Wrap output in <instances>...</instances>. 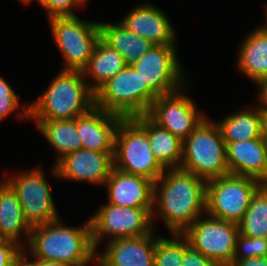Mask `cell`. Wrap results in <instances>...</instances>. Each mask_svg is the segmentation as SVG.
Wrapping results in <instances>:
<instances>
[{
	"label": "cell",
	"mask_w": 267,
	"mask_h": 266,
	"mask_svg": "<svg viewBox=\"0 0 267 266\" xmlns=\"http://www.w3.org/2000/svg\"><path fill=\"white\" fill-rule=\"evenodd\" d=\"M16 175L8 176L5 181L16 192L24 218L30 228L58 220L60 216L41 167L37 166L26 172L22 170Z\"/></svg>",
	"instance_id": "obj_10"
},
{
	"label": "cell",
	"mask_w": 267,
	"mask_h": 266,
	"mask_svg": "<svg viewBox=\"0 0 267 266\" xmlns=\"http://www.w3.org/2000/svg\"><path fill=\"white\" fill-rule=\"evenodd\" d=\"M157 97L149 86H143L139 73L127 65L95 92V107L132 118L147 115Z\"/></svg>",
	"instance_id": "obj_5"
},
{
	"label": "cell",
	"mask_w": 267,
	"mask_h": 266,
	"mask_svg": "<svg viewBox=\"0 0 267 266\" xmlns=\"http://www.w3.org/2000/svg\"><path fill=\"white\" fill-rule=\"evenodd\" d=\"M180 168L193 173L205 182L229 174L226 144L214 120L206 117L183 140Z\"/></svg>",
	"instance_id": "obj_4"
},
{
	"label": "cell",
	"mask_w": 267,
	"mask_h": 266,
	"mask_svg": "<svg viewBox=\"0 0 267 266\" xmlns=\"http://www.w3.org/2000/svg\"><path fill=\"white\" fill-rule=\"evenodd\" d=\"M262 183L254 178L227 174L206 182V214L238 224Z\"/></svg>",
	"instance_id": "obj_8"
},
{
	"label": "cell",
	"mask_w": 267,
	"mask_h": 266,
	"mask_svg": "<svg viewBox=\"0 0 267 266\" xmlns=\"http://www.w3.org/2000/svg\"><path fill=\"white\" fill-rule=\"evenodd\" d=\"M238 229L244 236L267 239V184H262L252 196Z\"/></svg>",
	"instance_id": "obj_27"
},
{
	"label": "cell",
	"mask_w": 267,
	"mask_h": 266,
	"mask_svg": "<svg viewBox=\"0 0 267 266\" xmlns=\"http://www.w3.org/2000/svg\"><path fill=\"white\" fill-rule=\"evenodd\" d=\"M261 138L267 149V117H265L263 120Z\"/></svg>",
	"instance_id": "obj_37"
},
{
	"label": "cell",
	"mask_w": 267,
	"mask_h": 266,
	"mask_svg": "<svg viewBox=\"0 0 267 266\" xmlns=\"http://www.w3.org/2000/svg\"><path fill=\"white\" fill-rule=\"evenodd\" d=\"M95 106V93L80 71H63L53 79L44 93L24 106L21 119L34 121L73 120Z\"/></svg>",
	"instance_id": "obj_2"
},
{
	"label": "cell",
	"mask_w": 267,
	"mask_h": 266,
	"mask_svg": "<svg viewBox=\"0 0 267 266\" xmlns=\"http://www.w3.org/2000/svg\"><path fill=\"white\" fill-rule=\"evenodd\" d=\"M264 14H265V18H266L265 25L267 26V10H265Z\"/></svg>",
	"instance_id": "obj_41"
},
{
	"label": "cell",
	"mask_w": 267,
	"mask_h": 266,
	"mask_svg": "<svg viewBox=\"0 0 267 266\" xmlns=\"http://www.w3.org/2000/svg\"><path fill=\"white\" fill-rule=\"evenodd\" d=\"M113 153L77 150L65 155L54 165L53 175L65 180L104 185L113 168Z\"/></svg>",
	"instance_id": "obj_14"
},
{
	"label": "cell",
	"mask_w": 267,
	"mask_h": 266,
	"mask_svg": "<svg viewBox=\"0 0 267 266\" xmlns=\"http://www.w3.org/2000/svg\"><path fill=\"white\" fill-rule=\"evenodd\" d=\"M171 235L172 239L156 237L154 266H182L184 253L190 243L183 234Z\"/></svg>",
	"instance_id": "obj_28"
},
{
	"label": "cell",
	"mask_w": 267,
	"mask_h": 266,
	"mask_svg": "<svg viewBox=\"0 0 267 266\" xmlns=\"http://www.w3.org/2000/svg\"><path fill=\"white\" fill-rule=\"evenodd\" d=\"M205 196L204 180L181 168L165 169L154 183L152 221L158 208L156 211L170 233L182 234L206 213Z\"/></svg>",
	"instance_id": "obj_1"
},
{
	"label": "cell",
	"mask_w": 267,
	"mask_h": 266,
	"mask_svg": "<svg viewBox=\"0 0 267 266\" xmlns=\"http://www.w3.org/2000/svg\"><path fill=\"white\" fill-rule=\"evenodd\" d=\"M101 38L117 50L127 65L137 62L153 44L127 30L120 22L99 23Z\"/></svg>",
	"instance_id": "obj_25"
},
{
	"label": "cell",
	"mask_w": 267,
	"mask_h": 266,
	"mask_svg": "<svg viewBox=\"0 0 267 266\" xmlns=\"http://www.w3.org/2000/svg\"><path fill=\"white\" fill-rule=\"evenodd\" d=\"M78 16L50 18L53 38L64 57L63 71L82 72L101 37L100 22Z\"/></svg>",
	"instance_id": "obj_7"
},
{
	"label": "cell",
	"mask_w": 267,
	"mask_h": 266,
	"mask_svg": "<svg viewBox=\"0 0 267 266\" xmlns=\"http://www.w3.org/2000/svg\"><path fill=\"white\" fill-rule=\"evenodd\" d=\"M265 116L258 107L238 110L216 123L227 145L235 141L261 138L262 124Z\"/></svg>",
	"instance_id": "obj_24"
},
{
	"label": "cell",
	"mask_w": 267,
	"mask_h": 266,
	"mask_svg": "<svg viewBox=\"0 0 267 266\" xmlns=\"http://www.w3.org/2000/svg\"><path fill=\"white\" fill-rule=\"evenodd\" d=\"M24 249L22 255L18 258L15 266H68L63 263H59L57 261H50V260H39L34 259L31 261V258L28 259L26 255V250Z\"/></svg>",
	"instance_id": "obj_34"
},
{
	"label": "cell",
	"mask_w": 267,
	"mask_h": 266,
	"mask_svg": "<svg viewBox=\"0 0 267 266\" xmlns=\"http://www.w3.org/2000/svg\"><path fill=\"white\" fill-rule=\"evenodd\" d=\"M237 67L255 84L267 77V26L264 24L249 33L238 51Z\"/></svg>",
	"instance_id": "obj_22"
},
{
	"label": "cell",
	"mask_w": 267,
	"mask_h": 266,
	"mask_svg": "<svg viewBox=\"0 0 267 266\" xmlns=\"http://www.w3.org/2000/svg\"><path fill=\"white\" fill-rule=\"evenodd\" d=\"M26 236L25 245L20 235ZM31 228L27 224L16 192L4 181L0 186V240H11L24 249L28 245Z\"/></svg>",
	"instance_id": "obj_20"
},
{
	"label": "cell",
	"mask_w": 267,
	"mask_h": 266,
	"mask_svg": "<svg viewBox=\"0 0 267 266\" xmlns=\"http://www.w3.org/2000/svg\"><path fill=\"white\" fill-rule=\"evenodd\" d=\"M120 23L153 45H176V31L166 13L148 2L139 3Z\"/></svg>",
	"instance_id": "obj_15"
},
{
	"label": "cell",
	"mask_w": 267,
	"mask_h": 266,
	"mask_svg": "<svg viewBox=\"0 0 267 266\" xmlns=\"http://www.w3.org/2000/svg\"><path fill=\"white\" fill-rule=\"evenodd\" d=\"M24 248L11 240H0V266H15Z\"/></svg>",
	"instance_id": "obj_32"
},
{
	"label": "cell",
	"mask_w": 267,
	"mask_h": 266,
	"mask_svg": "<svg viewBox=\"0 0 267 266\" xmlns=\"http://www.w3.org/2000/svg\"><path fill=\"white\" fill-rule=\"evenodd\" d=\"M39 4L48 13V19L54 17L76 16L72 11L74 7L80 6L76 0H40Z\"/></svg>",
	"instance_id": "obj_31"
},
{
	"label": "cell",
	"mask_w": 267,
	"mask_h": 266,
	"mask_svg": "<svg viewBox=\"0 0 267 266\" xmlns=\"http://www.w3.org/2000/svg\"><path fill=\"white\" fill-rule=\"evenodd\" d=\"M231 266H267V256L233 260Z\"/></svg>",
	"instance_id": "obj_36"
},
{
	"label": "cell",
	"mask_w": 267,
	"mask_h": 266,
	"mask_svg": "<svg viewBox=\"0 0 267 266\" xmlns=\"http://www.w3.org/2000/svg\"><path fill=\"white\" fill-rule=\"evenodd\" d=\"M92 261L94 262L93 264H95L96 266H111L98 255V252L97 255H94Z\"/></svg>",
	"instance_id": "obj_38"
},
{
	"label": "cell",
	"mask_w": 267,
	"mask_h": 266,
	"mask_svg": "<svg viewBox=\"0 0 267 266\" xmlns=\"http://www.w3.org/2000/svg\"><path fill=\"white\" fill-rule=\"evenodd\" d=\"M176 46L153 45L131 65L141 76L143 86H149L158 96L174 93L183 87L188 88Z\"/></svg>",
	"instance_id": "obj_12"
},
{
	"label": "cell",
	"mask_w": 267,
	"mask_h": 266,
	"mask_svg": "<svg viewBox=\"0 0 267 266\" xmlns=\"http://www.w3.org/2000/svg\"><path fill=\"white\" fill-rule=\"evenodd\" d=\"M185 87L168 95L158 96L147 116L159 127L169 130L182 141L206 118L187 96Z\"/></svg>",
	"instance_id": "obj_13"
},
{
	"label": "cell",
	"mask_w": 267,
	"mask_h": 266,
	"mask_svg": "<svg viewBox=\"0 0 267 266\" xmlns=\"http://www.w3.org/2000/svg\"><path fill=\"white\" fill-rule=\"evenodd\" d=\"M226 161L230 174L267 184V149L262 138L228 143Z\"/></svg>",
	"instance_id": "obj_18"
},
{
	"label": "cell",
	"mask_w": 267,
	"mask_h": 266,
	"mask_svg": "<svg viewBox=\"0 0 267 266\" xmlns=\"http://www.w3.org/2000/svg\"><path fill=\"white\" fill-rule=\"evenodd\" d=\"M155 247L153 231L142 237L108 240L98 255L111 266H154Z\"/></svg>",
	"instance_id": "obj_19"
},
{
	"label": "cell",
	"mask_w": 267,
	"mask_h": 266,
	"mask_svg": "<svg viewBox=\"0 0 267 266\" xmlns=\"http://www.w3.org/2000/svg\"><path fill=\"white\" fill-rule=\"evenodd\" d=\"M154 209L122 207L107 203L89 217L92 229V240L96 250L102 238L110 239L136 238L153 232Z\"/></svg>",
	"instance_id": "obj_9"
},
{
	"label": "cell",
	"mask_w": 267,
	"mask_h": 266,
	"mask_svg": "<svg viewBox=\"0 0 267 266\" xmlns=\"http://www.w3.org/2000/svg\"><path fill=\"white\" fill-rule=\"evenodd\" d=\"M206 217L197 218L182 234L194 249L217 266H231L239 234L238 224Z\"/></svg>",
	"instance_id": "obj_11"
},
{
	"label": "cell",
	"mask_w": 267,
	"mask_h": 266,
	"mask_svg": "<svg viewBox=\"0 0 267 266\" xmlns=\"http://www.w3.org/2000/svg\"><path fill=\"white\" fill-rule=\"evenodd\" d=\"M146 131L152 154L164 169L180 168L183 141L159 127L147 115L133 117Z\"/></svg>",
	"instance_id": "obj_21"
},
{
	"label": "cell",
	"mask_w": 267,
	"mask_h": 266,
	"mask_svg": "<svg viewBox=\"0 0 267 266\" xmlns=\"http://www.w3.org/2000/svg\"><path fill=\"white\" fill-rule=\"evenodd\" d=\"M89 1V0H76V2L81 6H83V4L85 5L86 2Z\"/></svg>",
	"instance_id": "obj_39"
},
{
	"label": "cell",
	"mask_w": 267,
	"mask_h": 266,
	"mask_svg": "<svg viewBox=\"0 0 267 266\" xmlns=\"http://www.w3.org/2000/svg\"><path fill=\"white\" fill-rule=\"evenodd\" d=\"M267 256V239L238 234L233 260Z\"/></svg>",
	"instance_id": "obj_29"
},
{
	"label": "cell",
	"mask_w": 267,
	"mask_h": 266,
	"mask_svg": "<svg viewBox=\"0 0 267 266\" xmlns=\"http://www.w3.org/2000/svg\"><path fill=\"white\" fill-rule=\"evenodd\" d=\"M26 247L31 253L27 255L33 259L57 261L68 266H88L97 252L90 219L80 227H68L59 218L31 228Z\"/></svg>",
	"instance_id": "obj_3"
},
{
	"label": "cell",
	"mask_w": 267,
	"mask_h": 266,
	"mask_svg": "<svg viewBox=\"0 0 267 266\" xmlns=\"http://www.w3.org/2000/svg\"><path fill=\"white\" fill-rule=\"evenodd\" d=\"M182 266H217L210 258H207L191 245L186 249L182 260Z\"/></svg>",
	"instance_id": "obj_33"
},
{
	"label": "cell",
	"mask_w": 267,
	"mask_h": 266,
	"mask_svg": "<svg viewBox=\"0 0 267 266\" xmlns=\"http://www.w3.org/2000/svg\"><path fill=\"white\" fill-rule=\"evenodd\" d=\"M122 118L95 106L88 113L77 117L81 149L114 152L115 133Z\"/></svg>",
	"instance_id": "obj_17"
},
{
	"label": "cell",
	"mask_w": 267,
	"mask_h": 266,
	"mask_svg": "<svg viewBox=\"0 0 267 266\" xmlns=\"http://www.w3.org/2000/svg\"><path fill=\"white\" fill-rule=\"evenodd\" d=\"M126 66L122 55L100 37L82 73L84 79H87L89 88L95 93L105 82Z\"/></svg>",
	"instance_id": "obj_23"
},
{
	"label": "cell",
	"mask_w": 267,
	"mask_h": 266,
	"mask_svg": "<svg viewBox=\"0 0 267 266\" xmlns=\"http://www.w3.org/2000/svg\"><path fill=\"white\" fill-rule=\"evenodd\" d=\"M255 84L259 87L258 100L260 106L258 105L257 107L267 117V77L258 80Z\"/></svg>",
	"instance_id": "obj_35"
},
{
	"label": "cell",
	"mask_w": 267,
	"mask_h": 266,
	"mask_svg": "<svg viewBox=\"0 0 267 266\" xmlns=\"http://www.w3.org/2000/svg\"><path fill=\"white\" fill-rule=\"evenodd\" d=\"M40 133L59 154L55 164L65 155L81 149L77 117L73 120L34 121Z\"/></svg>",
	"instance_id": "obj_26"
},
{
	"label": "cell",
	"mask_w": 267,
	"mask_h": 266,
	"mask_svg": "<svg viewBox=\"0 0 267 266\" xmlns=\"http://www.w3.org/2000/svg\"><path fill=\"white\" fill-rule=\"evenodd\" d=\"M105 185L110 204L154 209V182L146 177L125 173L113 167Z\"/></svg>",
	"instance_id": "obj_16"
},
{
	"label": "cell",
	"mask_w": 267,
	"mask_h": 266,
	"mask_svg": "<svg viewBox=\"0 0 267 266\" xmlns=\"http://www.w3.org/2000/svg\"><path fill=\"white\" fill-rule=\"evenodd\" d=\"M19 1L23 2V4H24V3H25V4H29V3H31L33 0H19ZM36 1L39 3L40 0H36Z\"/></svg>",
	"instance_id": "obj_40"
},
{
	"label": "cell",
	"mask_w": 267,
	"mask_h": 266,
	"mask_svg": "<svg viewBox=\"0 0 267 266\" xmlns=\"http://www.w3.org/2000/svg\"><path fill=\"white\" fill-rule=\"evenodd\" d=\"M19 98L9 83L0 76V121L19 108Z\"/></svg>",
	"instance_id": "obj_30"
},
{
	"label": "cell",
	"mask_w": 267,
	"mask_h": 266,
	"mask_svg": "<svg viewBox=\"0 0 267 266\" xmlns=\"http://www.w3.org/2000/svg\"><path fill=\"white\" fill-rule=\"evenodd\" d=\"M113 167L154 183L165 169L152 154L147 131L132 117L122 118L114 139Z\"/></svg>",
	"instance_id": "obj_6"
}]
</instances>
